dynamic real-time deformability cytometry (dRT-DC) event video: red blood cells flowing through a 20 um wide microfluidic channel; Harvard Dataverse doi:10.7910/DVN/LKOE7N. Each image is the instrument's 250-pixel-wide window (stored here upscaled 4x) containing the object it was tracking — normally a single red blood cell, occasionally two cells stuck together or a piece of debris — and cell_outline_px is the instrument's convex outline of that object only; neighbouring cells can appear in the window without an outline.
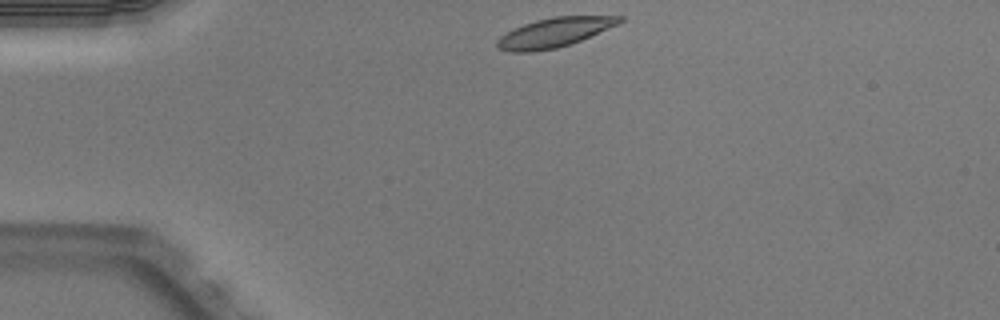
{"species": "Egyptian fruit bat (a non-hibernating species)", "species_latin": "Rousettus aegyptiacus", "temperature_condition": "warm", "stored_images_in_passage": 35, "camera_frame_rate_fps": 3000, "um_per_image_px": 0.085, "animal": {"sex": "male"}, "frame": {"image": 1, "passage_image": 1, "time_ms": 0.0, "image_size_px": [1000, 320], "cell_outline_px": [[624, 20], [620, 24], [580, 40], [556, 48], [532, 52], [512, 52], [500, 48], [496, 44], [496, 40], [500, 36], [524, 24], [536, 20], [552, 16], [624, 16]], "centroid_in_image_um": [47.15, 2.75], "position_along_channel_um": 37.8, "area_um2": 20.75}}
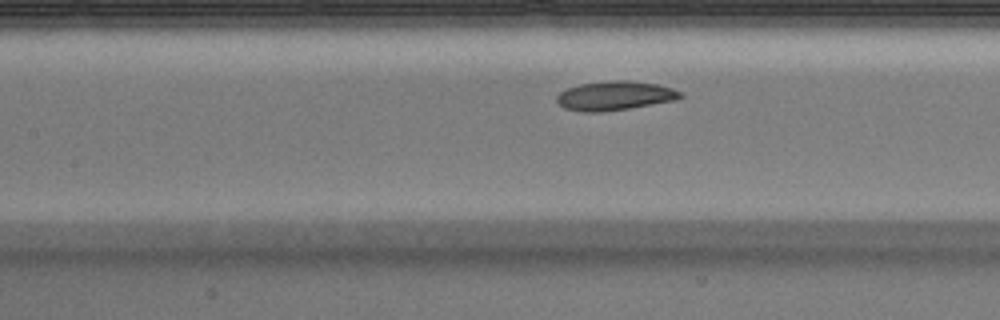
{"frame": {"image": 2, "passage_image": 13, "time_ms": 4.0, "image_size_px": [1000, 320], "cell_outline_px": [[684, 96], [676, 100], [628, 108], [596, 112], [584, 112], [564, 108], [556, 100], [556, 96], [560, 92], [568, 88], [580, 84], [612, 80], [632, 80], [656, 84], [672, 88], [680, 92]], "centroid_in_image_um": [52.26, 8.12], "position_along_channel_um": 155.1, "area_um2": 20.81}}
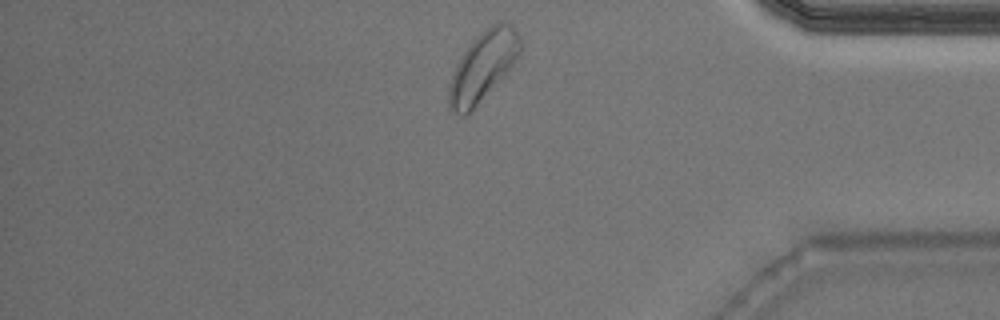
{"frame": {"image": 3, "passage_image": 33, "time_ms": 10.667, "image_size_px": [1000, 320], "cell_outline_px": [[520, 52], [512, 64], [472, 112], [464, 116], [460, 116], [452, 112], [448, 104], [448, 88], [456, 64], [472, 40], [480, 32], [492, 24], [504, 20], [520, 36]], "centroid_in_image_um": [41.0, 5.67], "position_along_channel_um": 394.2, "area_um2": 28.38}, "authors_computed_cell_mechanics": {"area_um2": 21.097, "velocity_mm_per_s": 3.9269, "shape_relaxation_time_tau1_ms": 2.2141, "shape_relaxation_time_tau2_ms": 5.3182, "deformation_change_tau1": 0.116, "deformation_change_tau2": 0.1281}}